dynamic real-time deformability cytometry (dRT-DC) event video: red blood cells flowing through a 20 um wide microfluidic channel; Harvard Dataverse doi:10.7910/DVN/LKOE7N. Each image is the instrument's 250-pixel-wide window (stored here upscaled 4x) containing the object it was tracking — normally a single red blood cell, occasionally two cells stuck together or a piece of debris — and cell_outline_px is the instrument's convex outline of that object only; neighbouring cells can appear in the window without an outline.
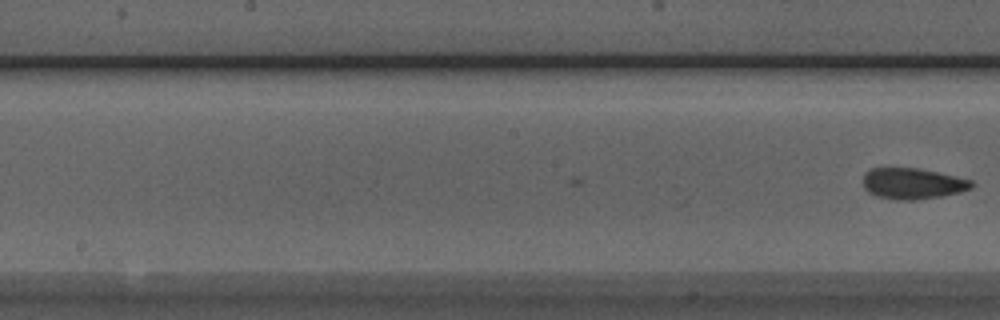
{"species": "Egyptian fruit bat (a non-hibernating species)", "species_latin": "Rousettus aegyptiacus", "temperature_condition": "room temperature", "stored_images_in_passage": 8, "camera_frame_rate_fps": 3000, "um_per_image_px": 0.085, "animal": {"sex": "male"}, "frame": {"image": 1, "passage_image": 8, "time_ms": 2.333, "image_size_px": [1000, 320], "cell_outline_px": [[976, 184], [972, 188], [960, 192], [940, 196], [912, 200], [900, 200], [876, 196], [868, 192], [864, 188], [864, 172], [872, 168], [920, 168], [956, 176], [972, 180]], "centroid_in_image_um": [77.59, 15.59], "position_along_channel_um": 170.6, "area_um2": 19.65}}